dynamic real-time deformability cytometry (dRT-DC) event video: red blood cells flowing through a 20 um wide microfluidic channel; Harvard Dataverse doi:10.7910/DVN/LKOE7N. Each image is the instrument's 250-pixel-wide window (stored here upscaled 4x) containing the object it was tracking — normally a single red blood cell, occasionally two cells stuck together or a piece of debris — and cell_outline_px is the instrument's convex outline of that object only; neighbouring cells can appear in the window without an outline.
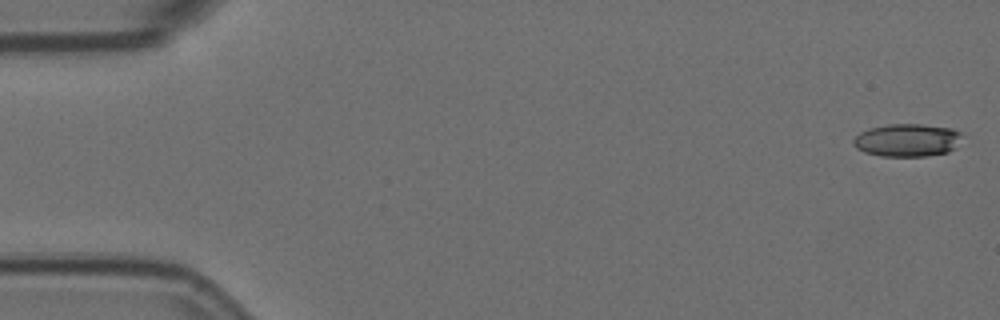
{"species": "Egyptian fruit bat (a non-hibernating species)", "species_latin": "Rousettus aegyptiacus", "temperature_condition": "room temperature", "stored_images_in_passage": 17, "camera_frame_rate_fps": 3000, "um_per_image_px": 0.085, "animal": {"sex": "female"}, "frame": {"image": 1, "passage_image": 1, "time_ms": 0.0, "image_size_px": [1000, 320], "cell_outline_px": [[964, 136], [956, 148], [948, 152], [928, 156], [880, 156], [864, 152], [856, 148], [852, 144], [852, 140], [860, 132], [868, 128], [888, 124], [920, 124], [952, 128], [964, 132]], "centroid_in_image_um": [77.15, 11.91], "position_along_channel_um": 7.8, "area_um2": 21.27}}